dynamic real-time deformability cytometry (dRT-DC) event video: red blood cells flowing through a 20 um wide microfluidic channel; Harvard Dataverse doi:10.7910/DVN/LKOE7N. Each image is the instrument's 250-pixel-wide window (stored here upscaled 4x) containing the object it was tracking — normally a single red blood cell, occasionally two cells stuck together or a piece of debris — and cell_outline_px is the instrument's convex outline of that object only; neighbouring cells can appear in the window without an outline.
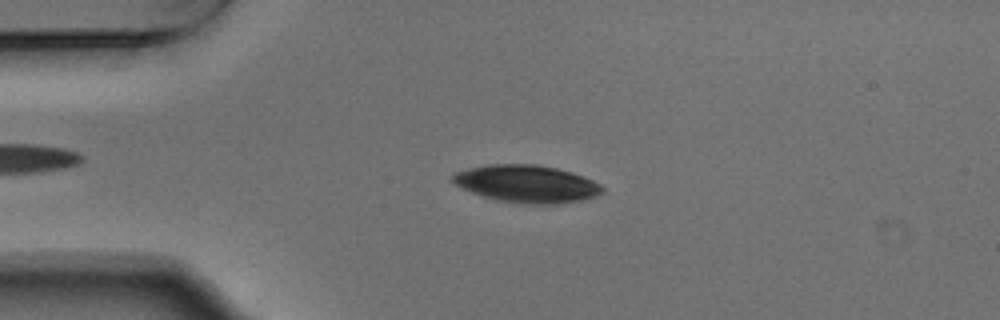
{"species": "Egyptian fruit bat (a non-hibernating species)", "species_latin": "Rousettus aegyptiacus", "temperature_condition": "warm", "stored_images_in_passage": 52, "camera_frame_rate_fps": 3000, "um_per_image_px": 0.085, "animal": {"sex": "male"}, "frame": {"image": 1, "passage_image": 11, "time_ms": 3.333, "image_size_px": [1000, 320], "cell_outline_px": [[604, 192], [596, 196], [580, 200], [548, 204], [524, 204], [500, 200], [484, 196], [472, 192], [456, 184], [452, 180], [452, 172], [468, 168], [492, 164], [536, 164], [556, 168], [572, 172], [592, 180], [600, 184], [604, 188]], "centroid_in_image_um": [44.78, 15.61], "position_along_channel_um": 40.2, "area_um2": 32.37}}
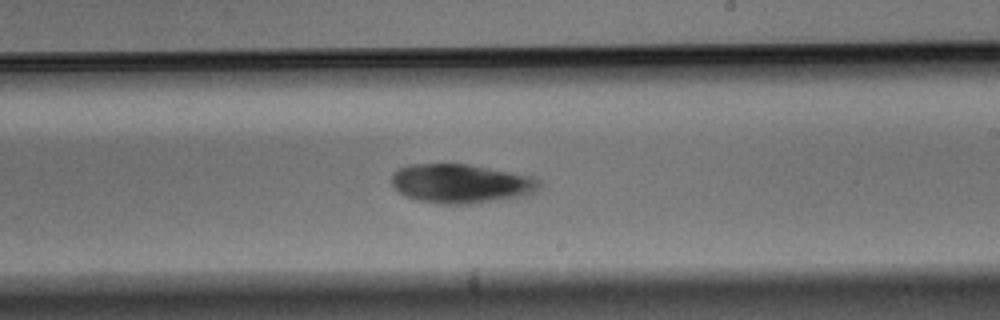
{"frame": {"image": 2, "passage_image": 30, "time_ms": 9.667, "image_size_px": [1000, 320], "cell_outline_px": [[540, 188], [536, 192], [520, 196], [496, 200], [468, 204], [440, 204], [416, 200], [400, 192], [392, 184], [392, 172], [408, 164], [468, 164], [532, 176], [540, 180]], "centroid_in_image_um": [39.18, 15.6], "position_along_channel_um": 249.8, "area_um2": 33.52}}
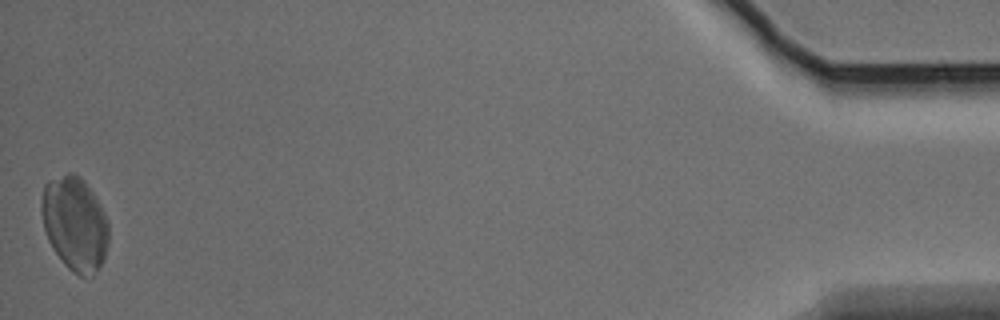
{"frame": {"image": 3, "passage_image": 52, "time_ms": 17.0, "image_size_px": [1000, 320], "cell_outline_px": [[108, 244], [104, 260], [92, 276], [80, 276], [72, 272], [64, 264], [52, 248], [48, 240], [44, 228], [40, 212], [40, 200], [44, 184], [48, 180], [68, 172], [72, 172], [80, 176], [84, 180], [92, 192], [104, 212], [108, 224]], "centroid_in_image_um": [6.33, 19.0], "position_along_channel_um": 428.9, "area_um2": 37.17}}